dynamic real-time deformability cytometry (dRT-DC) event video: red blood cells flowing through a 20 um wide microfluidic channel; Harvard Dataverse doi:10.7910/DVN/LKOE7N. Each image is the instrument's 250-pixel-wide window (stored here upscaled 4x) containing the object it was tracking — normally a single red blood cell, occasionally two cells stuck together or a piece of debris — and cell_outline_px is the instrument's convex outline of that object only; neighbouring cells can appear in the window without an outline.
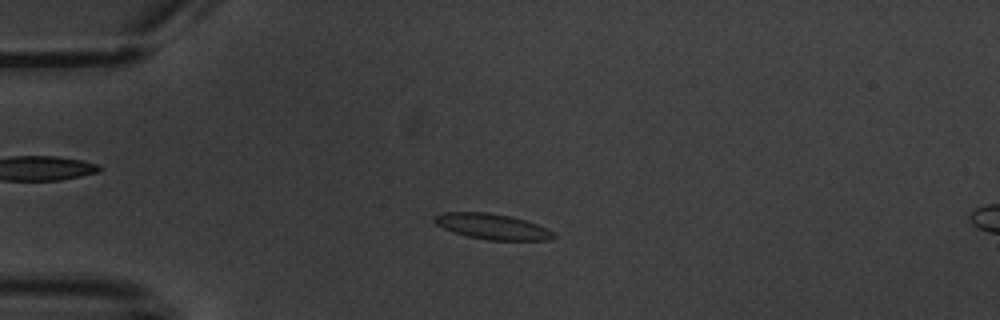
{"species": "common noctule bat (a hibernating species)", "species_latin": "Nyctalus noctula", "temperature_condition": "warm", "stored_images_in_passage": 3, "camera_frame_rate_fps": 3000, "um_per_image_px": 0.085, "animal": {"sex": "male", "body_mass_g": 20.1, "forearm_length_mm": 53.5}, "frame": {"image": 1, "passage_image": 2, "time_ms": 1.0, "image_size_px": [1000, 320], "cell_outline_px": [[556, 236], [552, 240], [488, 240], [468, 236], [452, 232], [436, 224], [432, 220], [432, 216], [444, 212], [488, 212], [512, 216], [548, 228]], "centroid_in_image_um": [41.82, 19.25], "position_along_channel_um": 43.2, "area_um2": 17.86}}